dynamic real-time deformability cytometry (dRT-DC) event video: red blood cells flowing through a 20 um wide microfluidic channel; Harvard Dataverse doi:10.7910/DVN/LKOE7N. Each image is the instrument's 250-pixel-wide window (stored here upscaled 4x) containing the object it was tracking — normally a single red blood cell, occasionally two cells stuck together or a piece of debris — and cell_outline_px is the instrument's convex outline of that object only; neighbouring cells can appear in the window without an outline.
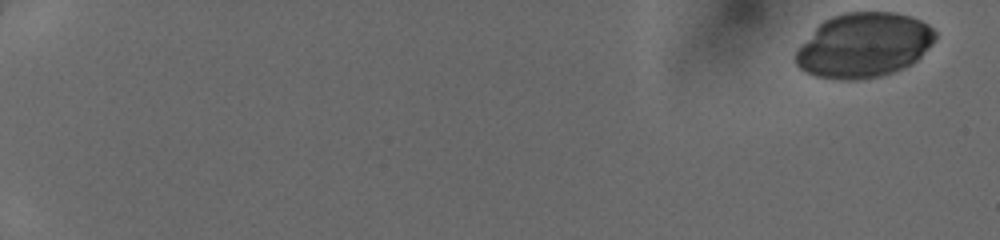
{"species": "human", "species_latin": "Homo sapiens", "temperature_condition": "cold", "stored_images_in_passage": 12, "camera_frame_rate_fps": 3000, "um_per_image_px": 0.085, "donor": {"sex": "female"}, "frame": {"image": 1, "passage_image": 1, "time_ms": 0.0, "image_size_px": [1000, 240], "cell_outline_px": [[936, 40], [912, 64], [904, 68], [880, 76], [860, 80], [840, 80], [816, 76], [800, 68], [796, 64], [796, 52], [816, 28], [824, 20], [832, 16], [844, 12], [892, 12], [908, 16], [920, 20], [928, 24], [936, 32]], "centroid_in_image_um": [73.45, 3.85], "position_along_channel_um": 11.5, "area_um2": 52.25}}